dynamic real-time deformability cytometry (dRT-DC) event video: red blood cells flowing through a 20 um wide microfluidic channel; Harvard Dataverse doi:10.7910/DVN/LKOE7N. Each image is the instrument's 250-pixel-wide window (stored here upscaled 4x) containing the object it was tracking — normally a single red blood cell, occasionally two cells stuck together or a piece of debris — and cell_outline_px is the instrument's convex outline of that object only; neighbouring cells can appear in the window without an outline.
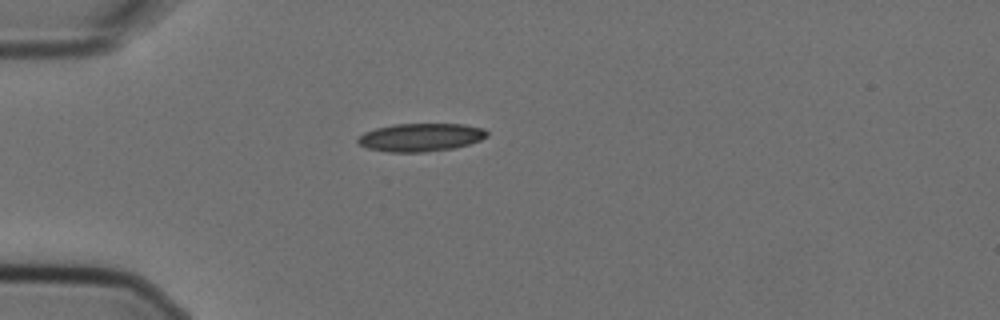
{"species": "Egyptian fruit bat (a non-hibernating species)", "species_latin": "Rousettus aegyptiacus", "temperature_condition": "cold", "stored_images_in_passage": 4, "camera_frame_rate_fps": 3000, "um_per_image_px": 0.085, "animal": {"sex": "female"}, "frame": {"image": 1, "passage_image": 1, "time_ms": 0.0, "image_size_px": [1000, 320], "cell_outline_px": [[488, 136], [480, 140], [468, 144], [452, 148], [424, 152], [388, 152], [368, 148], [360, 144], [356, 140], [364, 132], [376, 128], [392, 124], [464, 124], [484, 128], [488, 132]], "centroid_in_image_um": [35.77, 11.66], "position_along_channel_um": 49.2, "area_um2": 21.1}}
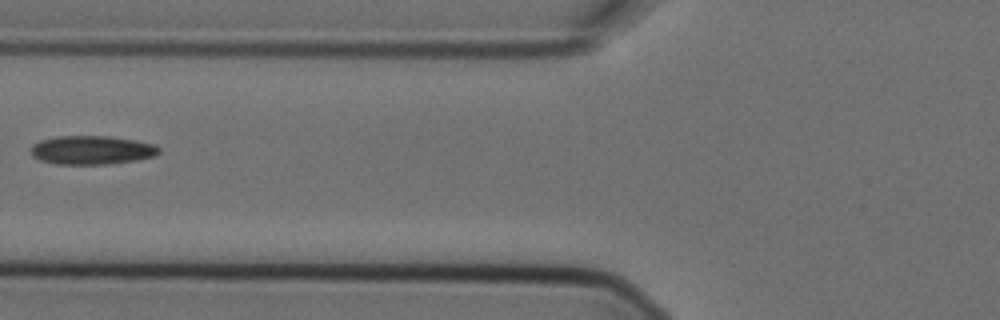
{"frame": {"image": 2, "passage_image": 3, "time_ms": 0.667, "image_size_px": [1000, 320], "cell_outline_px": [[160, 152], [156, 156], [136, 160], [108, 164], [56, 164], [40, 160], [32, 156], [32, 144], [40, 140], [56, 136], [108, 136], [156, 144], [160, 148]], "centroid_in_image_um": [7.81, 12.75], "position_along_channel_um": 118.0, "area_um2": 21.5}}
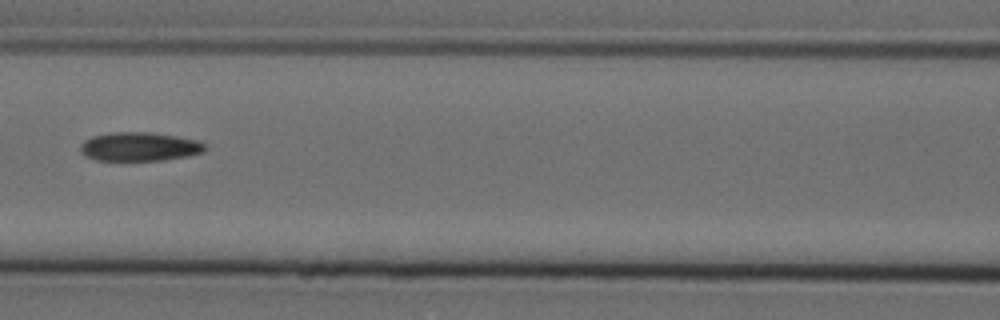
{"frame": {"image": 3, "passage_image": 4, "time_ms": 1.0, "image_size_px": [1000, 320], "cell_outline_px": [[208, 148], [204, 152], [188, 156], [164, 160], [96, 160], [84, 156], [80, 152], [80, 144], [84, 140], [92, 136], [112, 132], [152, 132], [176, 136], [196, 140], [204, 144]], "centroid_in_image_um": [11.84, 12.46], "position_along_channel_um": 154.8, "area_um2": 21.1}}